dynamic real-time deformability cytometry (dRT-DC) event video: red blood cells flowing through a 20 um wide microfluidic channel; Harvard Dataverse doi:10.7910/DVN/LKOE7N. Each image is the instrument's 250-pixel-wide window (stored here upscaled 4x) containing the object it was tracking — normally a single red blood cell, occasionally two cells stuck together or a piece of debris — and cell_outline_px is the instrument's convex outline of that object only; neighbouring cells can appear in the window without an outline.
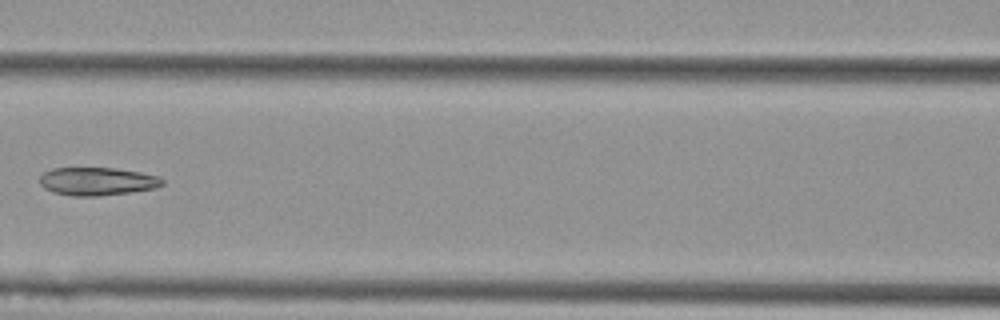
{"species": "Egyptian fruit bat (a non-hibernating species)", "species_latin": "Rousettus aegyptiacus", "temperature_condition": "cold", "stored_images_in_passage": 10, "camera_frame_rate_fps": 3000, "um_per_image_px": 0.085, "animal": {"sex": "female"}, "frame": {"image": 1, "passage_image": 7, "time_ms": 2.0, "image_size_px": [1000, 320], "cell_outline_px": [[164, 184], [156, 188], [132, 192], [96, 196], [72, 196], [52, 192], [44, 188], [40, 184], [40, 176], [44, 172], [52, 168], [116, 168], [140, 172], [160, 176], [164, 180]], "centroid_in_image_um": [8.28, 15.41], "position_along_channel_um": 158.3, "area_um2": 20.23}}
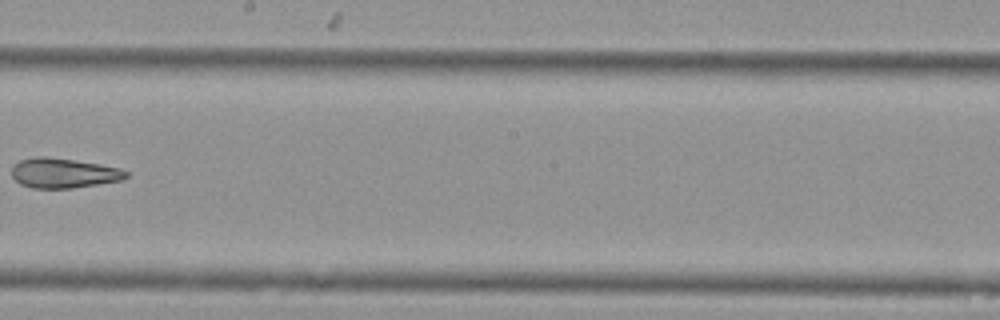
{"frame": {"image": 2, "passage_image": 9, "time_ms": 2.667, "image_size_px": [1000, 320], "cell_outline_px": [[128, 176], [120, 180], [72, 188], [32, 188], [20, 184], [12, 176], [12, 164], [20, 160], [36, 156], [44, 156], [100, 164], [120, 168], [128, 172]], "centroid_in_image_um": [5.36, 14.7], "position_along_channel_um": 242.8, "area_um2": 19.77}}
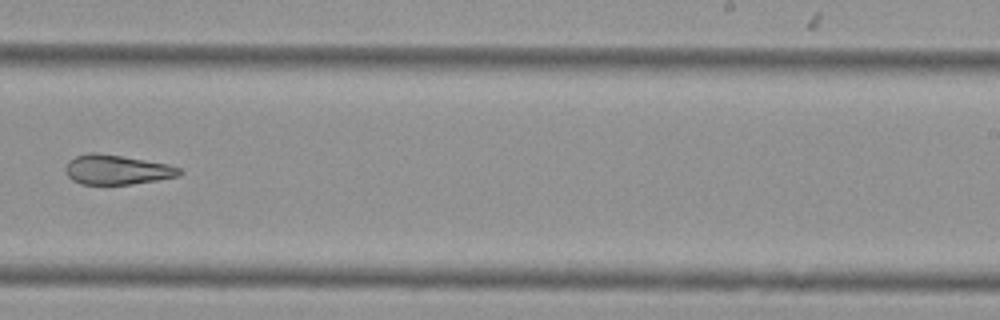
{"frame": {"image": 3, "passage_image": 10, "time_ms": 3.0, "image_size_px": [1000, 320], "cell_outline_px": [[184, 172], [180, 176], [132, 184], [80, 184], [72, 180], [68, 176], [64, 168], [68, 160], [76, 156], [88, 152], [96, 152], [168, 164], [180, 168]], "centroid_in_image_um": [9.92, 14.42], "position_along_channel_um": 279.1, "area_um2": 19.71}}